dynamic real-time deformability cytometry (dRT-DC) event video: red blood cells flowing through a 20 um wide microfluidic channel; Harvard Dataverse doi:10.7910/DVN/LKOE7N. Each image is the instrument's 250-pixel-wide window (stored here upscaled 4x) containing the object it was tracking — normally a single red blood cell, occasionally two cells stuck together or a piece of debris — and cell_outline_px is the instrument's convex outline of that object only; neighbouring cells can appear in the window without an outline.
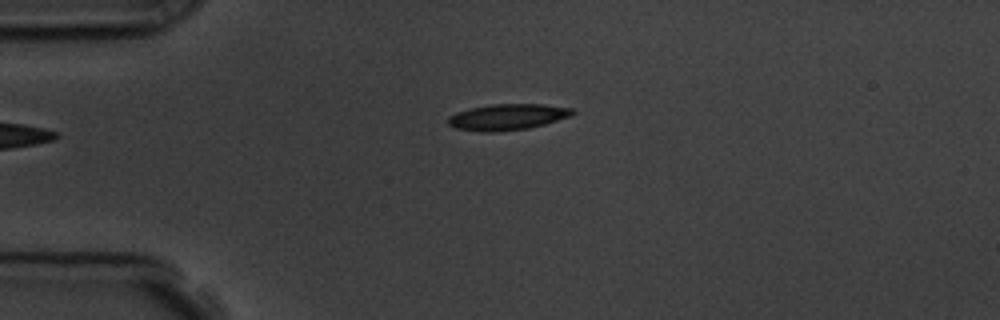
{"species": "common noctule bat (a hibernating species)", "species_latin": "Nyctalus noctula", "temperature_condition": "room temperature", "stored_images_in_passage": 44, "camera_frame_rate_fps": 3000, "um_per_image_px": 0.085, "animal": {"sex": "male", "body_mass_g": 19.5, "forearm_length_mm": 54.6}, "frame": {"image": 1, "passage_image": 1, "time_ms": 0.0, "image_size_px": [1000, 320], "cell_outline_px": [[576, 112], [572, 116], [544, 124], [528, 128], [496, 132], [484, 132], [456, 128], [448, 124], [448, 116], [456, 112], [472, 108], [492, 104], [544, 104], [572, 108]], "centroid_in_image_um": [43.16, 9.94], "position_along_channel_um": 41.8, "area_um2": 18.9}}
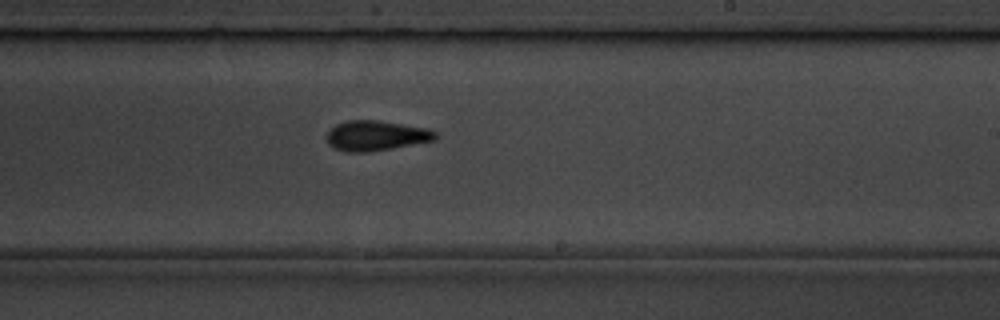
{"frame": {"image": 2, "passage_image": 21, "time_ms": 6.667, "image_size_px": [1000, 320], "cell_outline_px": [[440, 132], [436, 140], [392, 148], [368, 152], [344, 152], [332, 148], [328, 144], [328, 132], [336, 124], [348, 120], [380, 120], [428, 128]], "centroid_in_image_um": [32.01, 11.53], "position_along_channel_um": 257.0, "area_um2": 19.31}}
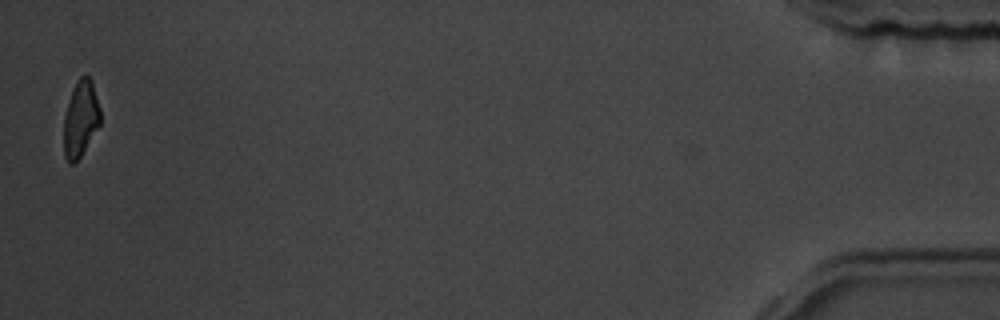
{"frame": {"image": 3, "passage_image": 43, "time_ms": 14.0, "image_size_px": [1000, 320], "cell_outline_px": [[100, 124], [80, 156], [72, 164], [68, 164], [64, 156], [64, 116], [72, 88], [76, 80], [84, 72], [92, 80], [100, 108]], "centroid_in_image_um": [6.84, 10.04], "position_along_channel_um": 428.4, "area_um2": 16.3}, "authors_computed_cell_mechanics": {"area_um2": 18.4671, "velocity_mm_per_s": 3.6103, "shape_relaxation_time_tau1_ms": 3.8262, "shape_relaxation_time_tau2_ms": 4.1672, "deformation_change_tau1": 0.1448, "deformation_change_tau2": 0.1165}}